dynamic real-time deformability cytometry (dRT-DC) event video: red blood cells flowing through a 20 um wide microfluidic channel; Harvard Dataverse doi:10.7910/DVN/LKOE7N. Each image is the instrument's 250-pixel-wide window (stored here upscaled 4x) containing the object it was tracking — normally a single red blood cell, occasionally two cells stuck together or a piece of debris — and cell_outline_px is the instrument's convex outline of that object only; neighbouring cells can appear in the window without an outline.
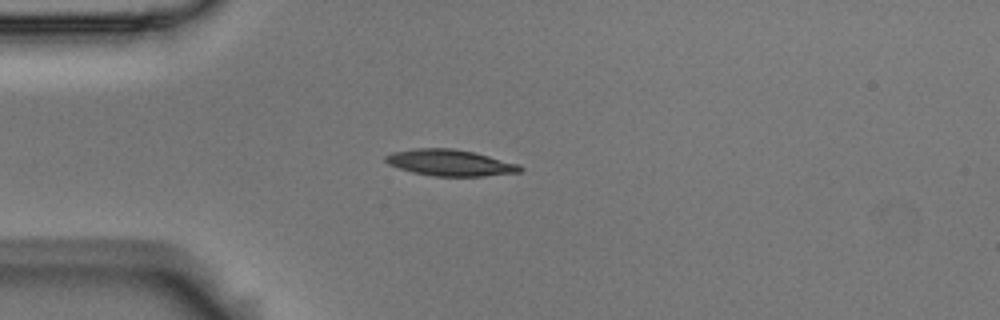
{"species": "Egyptian fruit bat (a non-hibernating species)", "species_latin": "Rousettus aegyptiacus", "temperature_condition": "room temperature", "stored_images_in_passage": 4, "camera_frame_rate_fps": 3000, "um_per_image_px": 0.085, "animal": {"sex": "male"}, "frame": {"image": 1, "passage_image": 4, "time_ms": 1.0, "image_size_px": [1000, 320], "cell_outline_px": [[524, 168], [520, 172], [484, 176], [432, 176], [412, 172], [388, 164], [384, 160], [384, 156], [392, 152], [412, 148], [452, 148], [472, 152], [520, 164]], "centroid_in_image_um": [38.23, 13.83], "position_along_channel_um": 46.8, "area_um2": 20.63}}